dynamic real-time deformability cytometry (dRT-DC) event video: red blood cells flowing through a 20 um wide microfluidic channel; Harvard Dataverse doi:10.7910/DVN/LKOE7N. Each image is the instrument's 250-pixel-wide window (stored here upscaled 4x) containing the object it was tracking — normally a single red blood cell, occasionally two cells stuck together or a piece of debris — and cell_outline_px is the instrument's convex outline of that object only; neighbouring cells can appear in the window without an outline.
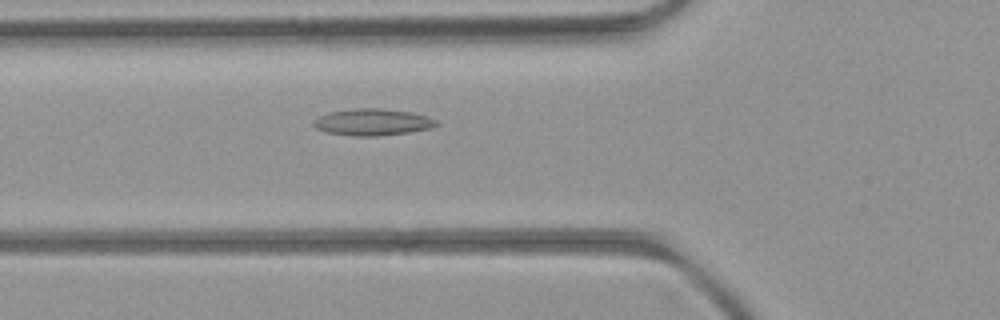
{"species": "common noctule bat (a hibernating species)", "species_latin": "Nyctalus noctula", "temperature_condition": "room temperature", "stored_images_in_passage": 52, "camera_frame_rate_fps": 3000, "um_per_image_px": 0.085, "animal": {"sex": "female", "body_mass_g": 21.9}, "frame": {"image": 1, "passage_image": 19, "time_ms": 6.0, "image_size_px": [1000, 320], "cell_outline_px": [[440, 124], [428, 128], [408, 132], [380, 136], [352, 136], [328, 132], [316, 128], [312, 124], [312, 120], [328, 112], [352, 108], [384, 108], [412, 112], [428, 116], [436, 120]], "centroid_in_image_um": [31.65, 10.37], "position_along_channel_um": 94.1, "area_um2": 19.25}}
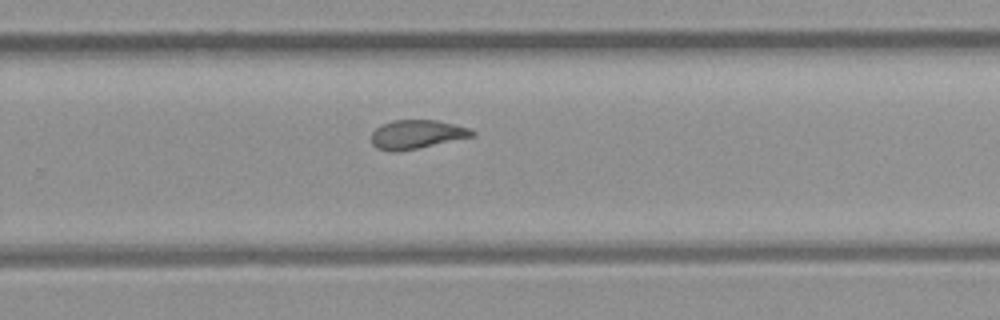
{"frame": {"image": 2, "passage_image": 34, "time_ms": 11.0, "image_size_px": [1000, 320], "cell_outline_px": [[476, 136], [396, 152], [392, 152], [376, 148], [372, 144], [372, 132], [380, 124], [392, 120], [436, 120], [468, 128], [476, 132]], "centroid_in_image_um": [35.4, 11.42], "position_along_channel_um": 294.4, "area_um2": 16.88}}
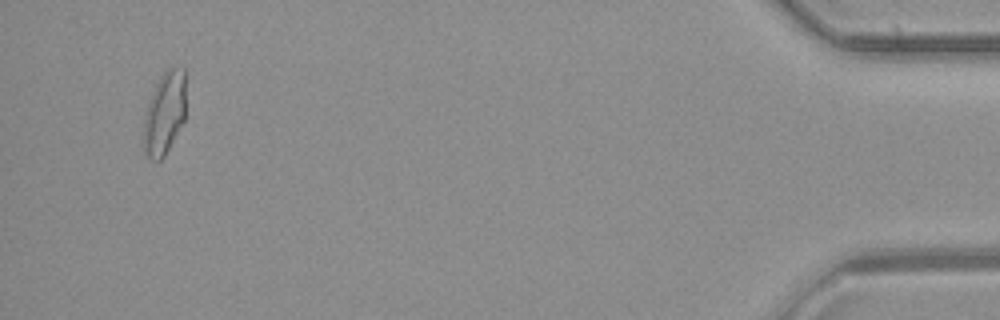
{"frame": {"image": 3, "passage_image": 50, "time_ms": 16.333, "image_size_px": [1000, 320], "cell_outline_px": [[184, 120], [164, 156], [160, 160], [152, 160], [144, 152], [144, 116], [148, 100], [160, 76], [168, 68], [184, 68]], "centroid_in_image_um": [13.96, 9.62], "position_along_channel_um": 421.2, "area_um2": 20.0}, "authors_computed_cell_mechanics": {"area_um2": 18.3515, "velocity_mm_per_s": 4.0006, "shape_relaxation_time_tau1_ms": null, "shape_relaxation_time_tau2_ms": 2.8549, "deformation_change_tau1": null, "deformation_change_tau2": 0.0926}}